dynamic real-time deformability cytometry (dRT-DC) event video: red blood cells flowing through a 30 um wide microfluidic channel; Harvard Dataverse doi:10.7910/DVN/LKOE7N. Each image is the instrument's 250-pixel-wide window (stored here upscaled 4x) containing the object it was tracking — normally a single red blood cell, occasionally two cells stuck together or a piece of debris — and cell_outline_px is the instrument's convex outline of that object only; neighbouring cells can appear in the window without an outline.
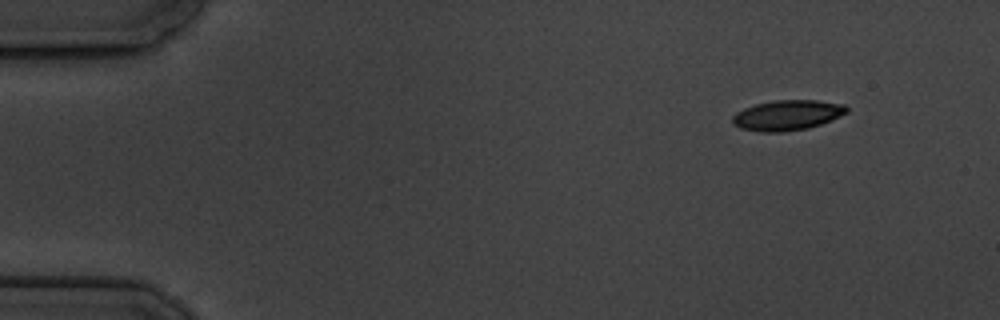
{"species": "common noctule bat (a hibernating species)", "species_latin": "Nyctalus noctula", "temperature_condition": "cold", "stored_images_in_passage": 10, "camera_frame_rate_fps": 3000, "um_per_image_px": 0.085, "animal": {"sex": "male", "body_mass_g": 19.5, "forearm_length_mm": 54.6}, "frame": {"image": 1, "passage_image": 1, "time_ms": 0.0, "image_size_px": [1000, 320], "cell_outline_px": [[848, 112], [820, 124], [808, 128], [784, 132], [760, 132], [740, 128], [732, 124], [732, 116], [736, 112], [744, 108], [756, 104], [776, 100], [816, 100], [844, 104], [848, 108]], "centroid_in_image_um": [66.89, 9.79], "position_along_channel_um": 18.1, "area_um2": 20.11}}
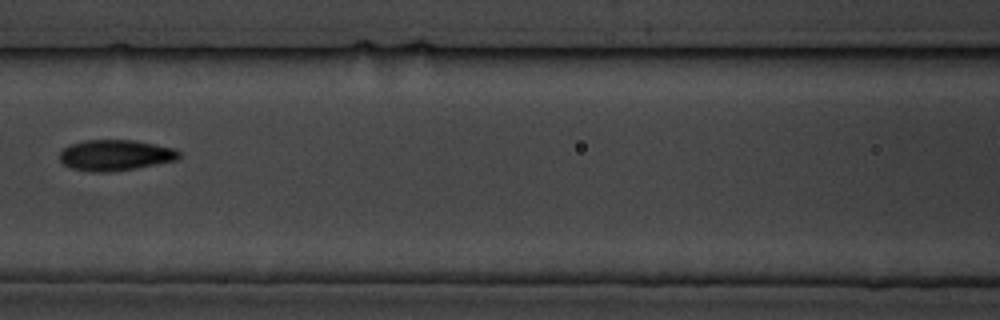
{"frame": {"image": 2, "passage_image": 7, "time_ms": 7.0, "image_size_px": [1000, 320], "cell_outline_px": [[180, 156], [176, 160], [136, 168], [108, 172], [92, 172], [72, 168], [64, 164], [60, 160], [60, 152], [64, 148], [72, 144], [84, 140], [132, 140], [156, 144], [176, 148], [180, 152]], "centroid_in_image_um": [9.82, 13.19], "position_along_channel_um": 156.8, "area_um2": 21.39}}
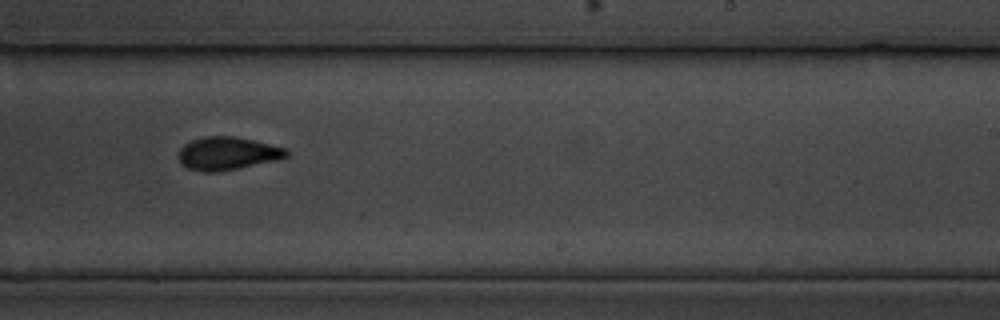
{"frame": {"image": 3, "passage_image": 10, "time_ms": 10.333, "image_size_px": [1000, 320], "cell_outline_px": [[288, 156], [276, 160], [216, 172], [200, 172], [188, 168], [180, 164], [176, 156], [180, 148], [184, 144], [192, 140], [204, 136], [236, 136], [288, 148]], "centroid_in_image_um": [19.29, 13.03], "position_along_channel_um": 269.7, "area_um2": 20.92}}